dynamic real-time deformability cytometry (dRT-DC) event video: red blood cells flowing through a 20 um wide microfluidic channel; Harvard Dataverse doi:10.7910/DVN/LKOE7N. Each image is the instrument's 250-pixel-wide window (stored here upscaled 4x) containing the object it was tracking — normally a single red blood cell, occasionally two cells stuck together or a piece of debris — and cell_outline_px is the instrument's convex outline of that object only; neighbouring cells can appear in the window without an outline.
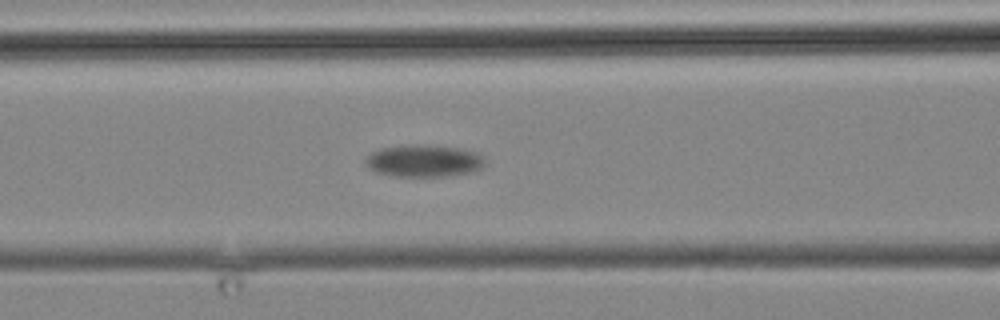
{"species": "common noctule bat (a hibernating species)", "species_latin": "Nyctalus noctula", "temperature_condition": "cold", "stored_images_in_passage": 14, "camera_frame_rate_fps": 3000, "um_per_image_px": 0.085, "animal": {"sex": "male", "body_mass_g": 19.2, "forearm_length_mm": 51.8}, "frame": {"image": 1, "passage_image": 14, "time_ms": 17.0, "image_size_px": [1000, 320], "cell_outline_px": [[484, 164], [480, 168], [472, 172], [444, 176], [392, 176], [376, 172], [368, 168], [364, 164], [364, 160], [372, 152], [380, 148], [408, 144], [420, 144], [460, 148], [476, 152], [484, 156]], "centroid_in_image_um": [35.99, 13.66], "position_along_channel_um": 130.6, "area_um2": 22.54}}